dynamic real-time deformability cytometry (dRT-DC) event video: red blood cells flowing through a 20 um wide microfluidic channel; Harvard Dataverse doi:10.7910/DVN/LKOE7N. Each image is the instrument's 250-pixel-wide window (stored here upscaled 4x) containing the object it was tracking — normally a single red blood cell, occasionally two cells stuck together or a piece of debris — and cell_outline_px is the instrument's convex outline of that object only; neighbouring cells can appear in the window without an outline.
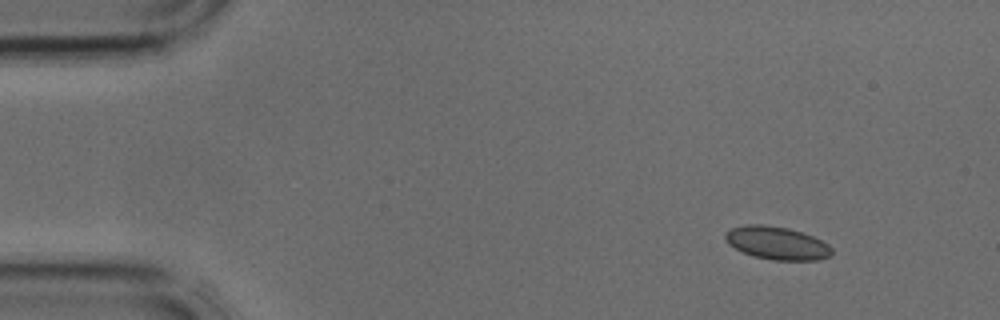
{"species": "common noctule bat (a hibernating species)", "species_latin": "Nyctalus noctula", "temperature_condition": "cold", "stored_images_in_passage": 2, "camera_frame_rate_fps": 3000, "um_per_image_px": 0.085, "animal": {"sex": "male", "body_mass_g": 17.9, "forearm_length_mm": 54.2}, "frame": {"image": 1, "passage_image": 1, "time_ms": 0.0, "image_size_px": [1000, 320], "cell_outline_px": [[832, 256], [816, 260], [772, 260], [756, 256], [744, 252], [728, 244], [724, 236], [724, 232], [732, 228], [748, 224], [764, 224], [788, 228], [812, 236], [828, 244], [832, 248]], "centroid_in_image_um": [66.04, 20.65], "position_along_channel_um": 19.0, "area_um2": 20.35}}
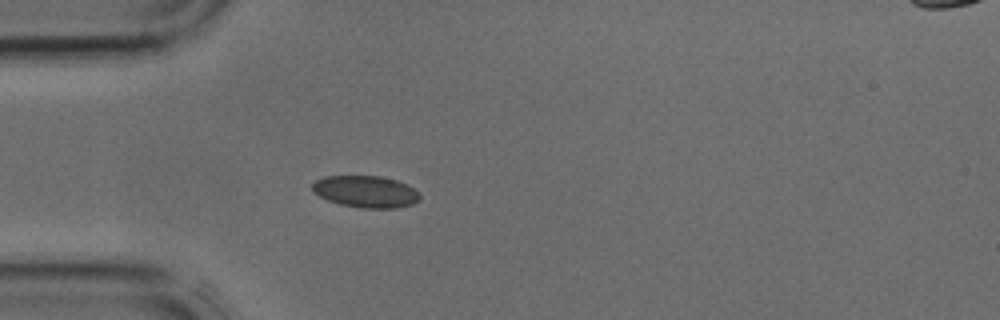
{"frame": {"image": 2, "passage_image": 2, "time_ms": 0.333, "image_size_px": [1000, 320], "cell_outline_px": [[420, 200], [412, 204], [396, 208], [360, 208], [340, 204], [328, 200], [320, 196], [312, 188], [312, 184], [316, 180], [324, 176], [380, 176], [396, 180], [412, 188], [420, 196]], "centroid_in_image_um": [31.08, 16.29], "position_along_channel_um": 53.9, "area_um2": 19.71}}